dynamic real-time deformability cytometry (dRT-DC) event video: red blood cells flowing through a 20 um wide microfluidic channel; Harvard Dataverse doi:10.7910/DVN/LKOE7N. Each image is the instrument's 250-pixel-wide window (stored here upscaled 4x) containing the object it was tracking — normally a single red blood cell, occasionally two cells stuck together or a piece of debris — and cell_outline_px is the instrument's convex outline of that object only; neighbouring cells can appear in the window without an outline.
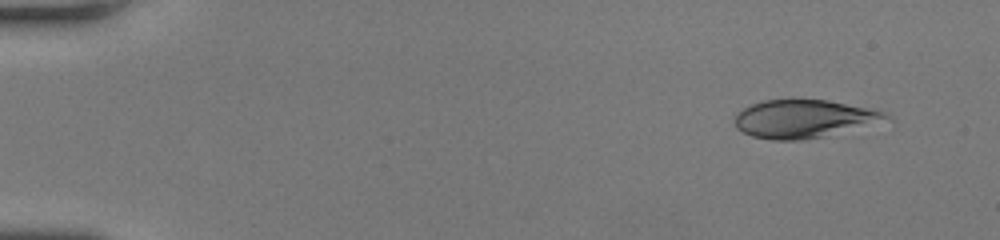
{"species": "human", "species_latin": "Homo sapiens", "temperature_condition": "room temperature", "stored_images_in_passage": 50, "camera_frame_rate_fps": 3000, "um_per_image_px": 0.085, "donor": {"sex": "female"}, "frame": {"image": 1, "passage_image": 1, "time_ms": 0.0, "image_size_px": [1000, 240], "cell_outline_px": [[892, 120], [820, 136], [800, 140], [772, 140], [752, 136], [736, 128], [736, 112], [752, 104], [764, 100], [828, 100], [872, 108], [884, 112], [892, 116]], "centroid_in_image_um": [68.36, 10.09], "position_along_channel_um": 16.6, "area_um2": 33.29}}
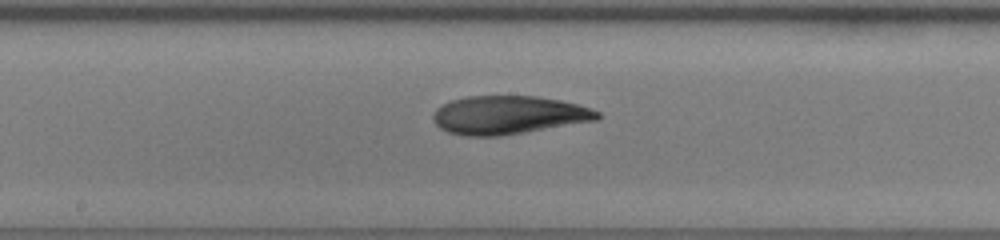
{"frame": {"image": 2, "passage_image": 27, "time_ms": 8.667, "image_size_px": [1000, 240], "cell_outline_px": [[600, 116], [596, 120], [500, 136], [464, 136], [448, 132], [440, 128], [432, 120], [432, 116], [436, 108], [452, 100], [468, 96], [536, 96], [560, 100], [576, 104], [600, 112]], "centroid_in_image_um": [43.17, 9.78], "position_along_channel_um": 205.0, "area_um2": 36.47}}
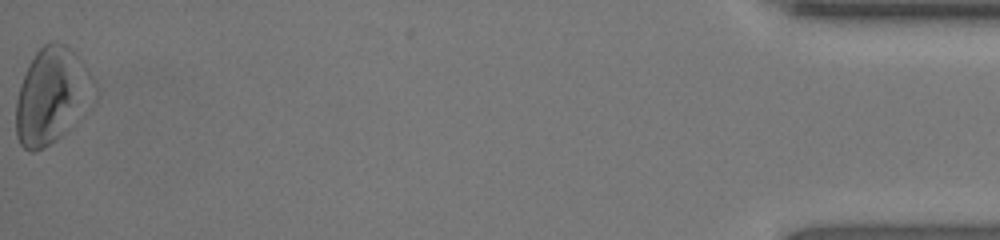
{"frame": {"image": 3, "passage_image": 50, "time_ms": 16.333, "image_size_px": [1000, 240], "cell_outline_px": [[96, 100], [92, 108], [80, 120], [56, 140], [44, 148], [32, 152], [28, 152], [20, 144], [16, 136], [16, 100], [20, 84], [28, 64], [36, 52], [44, 44], [52, 40], [56, 40], [68, 44], [80, 56], [88, 68], [96, 84]], "centroid_in_image_um": [4.47, 8.12], "position_along_channel_um": 430.7, "area_um2": 45.32}, "authors_computed_cell_mechanics": {"area_um2": 36.0094, "velocity_mm_per_s": 4.1802, "shape_relaxation_time_tau1_ms": 4.992, "shape_relaxation_time_tau2_ms": 7.0144, "deformation_change_tau1": 0.1777, "deformation_change_tau2": 0.1399}}